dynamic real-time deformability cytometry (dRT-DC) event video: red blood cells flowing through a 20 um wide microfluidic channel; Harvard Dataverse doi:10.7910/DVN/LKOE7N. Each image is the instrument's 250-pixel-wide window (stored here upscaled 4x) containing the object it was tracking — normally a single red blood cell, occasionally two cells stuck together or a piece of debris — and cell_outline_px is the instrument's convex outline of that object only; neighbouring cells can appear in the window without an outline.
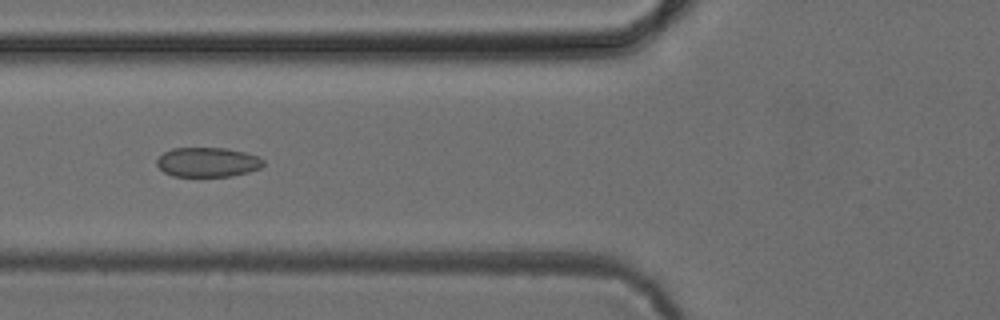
{"species": "common noctule bat (a hibernating species)", "species_latin": "Nyctalus noctula", "temperature_condition": "cold", "stored_images_in_passage": 6, "camera_frame_rate_fps": 3000, "um_per_image_px": 0.085, "animal": {"sex": "female", "body_mass_g": 24.6, "forearm_length_mm": 56.2}, "frame": {"image": 1, "passage_image": 6, "time_ms": 5.667, "image_size_px": [1000, 320], "cell_outline_px": [[264, 164], [260, 168], [248, 172], [232, 176], [172, 176], [164, 172], [156, 164], [156, 160], [164, 152], [172, 148], [224, 148], [244, 152], [256, 156], [264, 160]], "centroid_in_image_um": [17.63, 13.79], "position_along_channel_um": 108.2, "area_um2": 18.26}}